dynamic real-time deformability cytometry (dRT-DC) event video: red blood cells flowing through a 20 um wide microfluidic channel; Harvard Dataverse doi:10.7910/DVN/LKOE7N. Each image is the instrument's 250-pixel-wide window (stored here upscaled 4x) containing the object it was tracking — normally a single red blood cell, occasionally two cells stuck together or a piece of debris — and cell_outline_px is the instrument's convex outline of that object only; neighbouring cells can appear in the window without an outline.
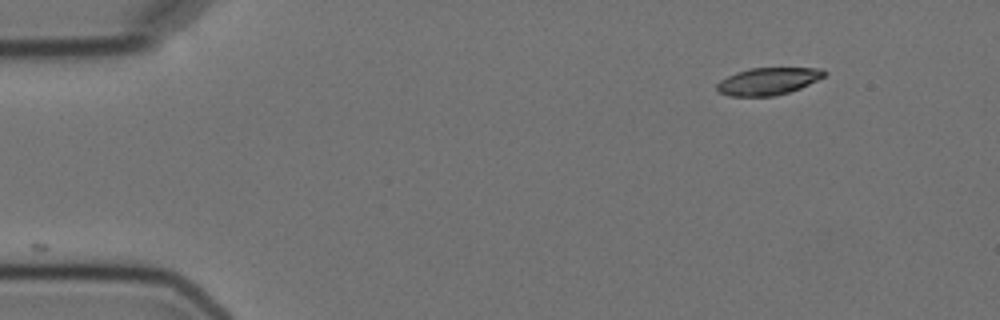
{"species": "Egyptian fruit bat (a non-hibernating species)", "species_latin": "Rousettus aegyptiacus", "temperature_condition": "cold", "stored_images_in_passage": 4, "camera_frame_rate_fps": 3000, "um_per_image_px": 0.085, "animal": {"sex": "female"}, "frame": {"image": 1, "passage_image": 1, "time_ms": 0.0, "image_size_px": [1000, 320], "cell_outline_px": [[828, 72], [824, 76], [800, 88], [776, 96], [728, 96], [720, 92], [716, 88], [716, 84], [720, 80], [736, 72], [748, 68], [820, 68]], "centroid_in_image_um": [65.26, 6.9], "position_along_channel_um": 19.7, "area_um2": 16.99}}